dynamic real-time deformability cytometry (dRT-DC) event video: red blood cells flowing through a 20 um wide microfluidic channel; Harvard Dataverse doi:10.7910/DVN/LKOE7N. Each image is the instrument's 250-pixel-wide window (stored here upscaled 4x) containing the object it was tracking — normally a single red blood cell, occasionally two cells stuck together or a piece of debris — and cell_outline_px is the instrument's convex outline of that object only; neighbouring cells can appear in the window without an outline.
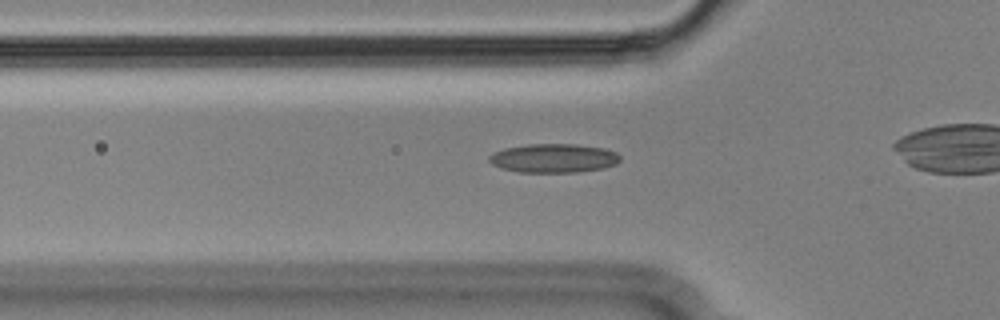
{"species": "Egyptian fruit bat (a non-hibernating species)", "species_latin": "Rousettus aegyptiacus", "temperature_condition": "cold", "stored_images_in_passage": 28, "camera_frame_rate_fps": 3000, "um_per_image_px": 0.085, "animal": {"sex": "male"}, "frame": {"image": 1, "passage_image": 2, "time_ms": 0.333, "image_size_px": [1000, 320], "cell_outline_px": [[620, 160], [616, 164], [604, 168], [576, 172], [520, 172], [504, 168], [492, 164], [488, 160], [488, 156], [492, 152], [504, 148], [528, 144], [576, 144], [604, 148], [616, 152], [620, 156]], "centroid_in_image_um": [47.06, 13.44], "position_along_channel_um": 78.7, "area_um2": 22.08}}
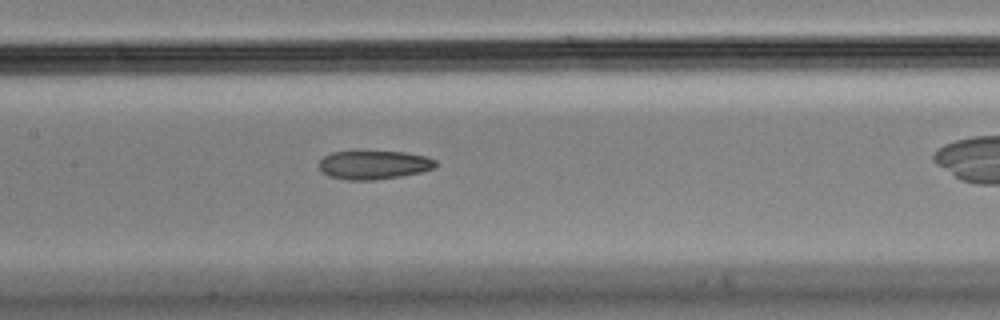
{"frame": {"image": 2, "passage_image": 10, "time_ms": 3.0, "image_size_px": [1000, 320], "cell_outline_px": [[436, 164], [432, 168], [420, 172], [400, 176], [376, 180], [348, 180], [328, 176], [320, 172], [316, 164], [324, 156], [332, 152], [404, 152], [428, 156], [436, 160]], "centroid_in_image_um": [31.72, 14.02], "position_along_channel_um": 175.7, "area_um2": 19.54}}
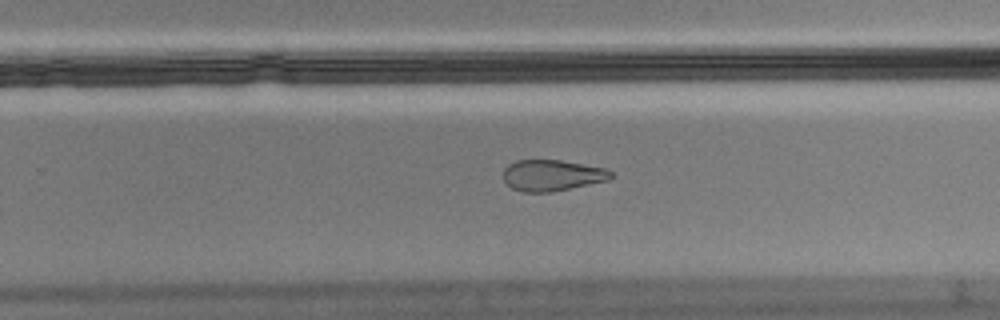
{"frame": {"image": 3, "passage_image": 19, "time_ms": 6.0, "image_size_px": [1000, 320], "cell_outline_px": [[616, 176], [608, 180], [552, 192], [524, 192], [512, 188], [504, 180], [504, 168], [508, 164], [516, 160], [560, 160], [608, 168]], "centroid_in_image_um": [46.96, 14.89], "position_along_channel_um": 282.8, "area_um2": 19.65}}